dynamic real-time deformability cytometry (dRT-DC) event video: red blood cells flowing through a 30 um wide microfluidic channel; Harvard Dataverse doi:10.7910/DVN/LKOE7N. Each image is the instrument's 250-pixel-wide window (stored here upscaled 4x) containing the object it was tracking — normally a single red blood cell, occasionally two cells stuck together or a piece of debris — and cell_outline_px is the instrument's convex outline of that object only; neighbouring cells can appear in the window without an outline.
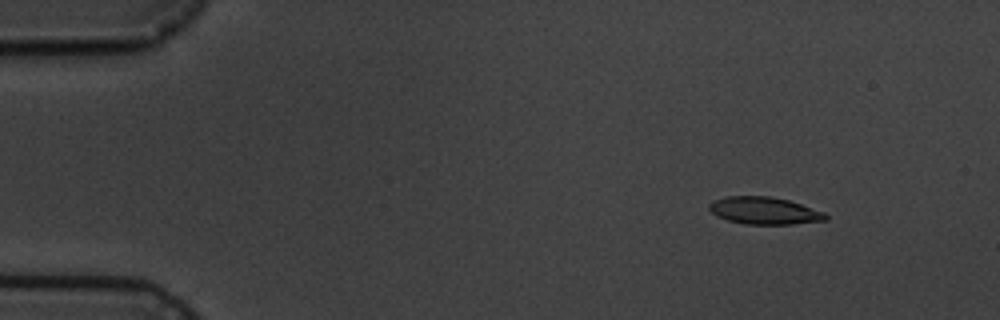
{"species": "common noctule bat (a hibernating species)", "species_latin": "Nyctalus noctula", "temperature_condition": "cold", "stored_images_in_passage": 5, "camera_frame_rate_fps": 3000, "um_per_image_px": 0.085, "animal": {"sex": "male", "body_mass_g": 19.5, "forearm_length_mm": 54.6}, "frame": {"image": 1, "passage_image": 2, "time_ms": 1.0, "image_size_px": [1000, 320], "cell_outline_px": [[828, 220], [792, 224], [744, 224], [728, 220], [716, 216], [708, 208], [708, 204], [712, 200], [728, 196], [772, 196], [788, 200], [824, 212], [828, 216]], "centroid_in_image_um": [64.94, 17.9], "position_along_channel_um": 20.1, "area_um2": 18.55}}
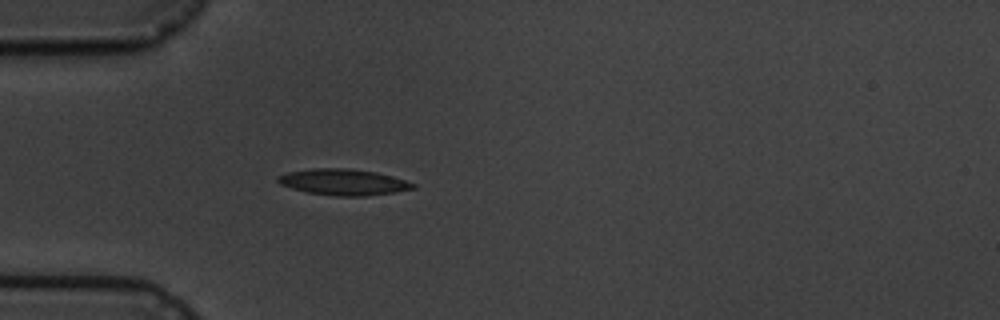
{"frame": {"image": 2, "passage_image": 5, "time_ms": 4.333, "image_size_px": [1000, 320], "cell_outline_px": [[416, 188], [396, 192], [364, 196], [336, 196], [308, 192], [292, 188], [280, 184], [276, 180], [276, 176], [288, 172], [312, 168], [348, 168], [376, 172], [392, 176], [416, 184]], "centroid_in_image_um": [29.18, 15.47], "position_along_channel_um": 55.8, "area_um2": 20.58}}